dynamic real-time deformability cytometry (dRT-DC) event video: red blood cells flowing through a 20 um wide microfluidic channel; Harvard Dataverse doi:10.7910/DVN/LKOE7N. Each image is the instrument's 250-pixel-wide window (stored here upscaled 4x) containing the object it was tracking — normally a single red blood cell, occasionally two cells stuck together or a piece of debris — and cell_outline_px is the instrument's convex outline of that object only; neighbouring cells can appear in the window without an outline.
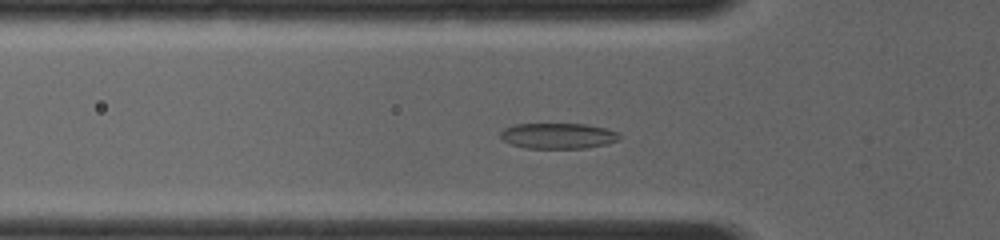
{"species": "common noctule bat (a hibernating species)", "species_latin": "Nyctalus noctula", "temperature_condition": "room temperature", "stored_images_in_passage": 52, "camera_frame_rate_fps": 4000, "um_per_image_px": 0.085, "animal": {"sex": "female", "body_mass_g": 19.0, "forearm_length_mm": 56.7}, "frame": {"image": 1, "passage_image": 15, "time_ms": 3.25, "image_size_px": [1000, 240], "cell_outline_px": [[620, 140], [604, 144], [584, 148], [524, 148], [512, 144], [504, 140], [500, 136], [500, 132], [504, 128], [516, 124], [584, 124], [604, 128], [616, 132], [620, 136]], "centroid_in_image_um": [47.41, 11.55], "position_along_channel_um": 78.4, "area_um2": 17.57}}
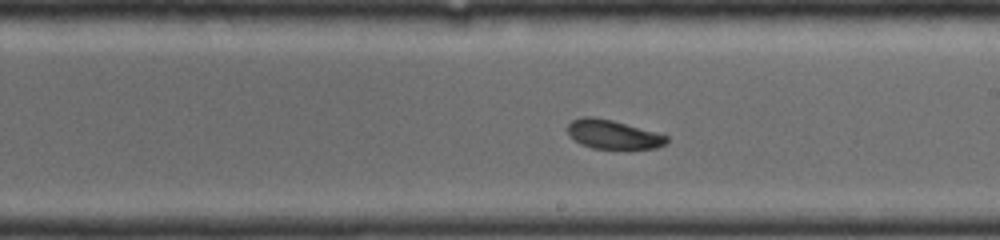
{"frame": {"image": 2, "passage_image": 30, "time_ms": 6.75, "image_size_px": [1000, 240], "cell_outline_px": [[668, 140], [664, 144], [656, 148], [592, 148], [580, 144], [568, 132], [568, 124], [572, 120], [580, 116], [592, 116], [612, 120], [668, 136]], "centroid_in_image_um": [52.07, 11.41], "position_along_channel_um": 236.9, "area_um2": 16.36}}
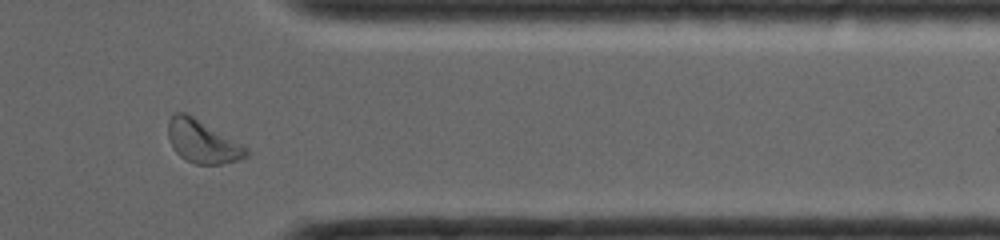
{"frame": {"image": 3, "passage_image": 45, "time_ms": 10.25, "image_size_px": [1000, 240], "cell_outline_px": [[248, 156], [224, 164], [196, 164], [180, 156], [172, 148], [168, 136], [168, 120], [176, 112], [184, 112], [192, 116], [248, 148]], "centroid_in_image_um": [17.18, 12.04], "position_along_channel_um": 394.2, "area_um2": 19.13}}